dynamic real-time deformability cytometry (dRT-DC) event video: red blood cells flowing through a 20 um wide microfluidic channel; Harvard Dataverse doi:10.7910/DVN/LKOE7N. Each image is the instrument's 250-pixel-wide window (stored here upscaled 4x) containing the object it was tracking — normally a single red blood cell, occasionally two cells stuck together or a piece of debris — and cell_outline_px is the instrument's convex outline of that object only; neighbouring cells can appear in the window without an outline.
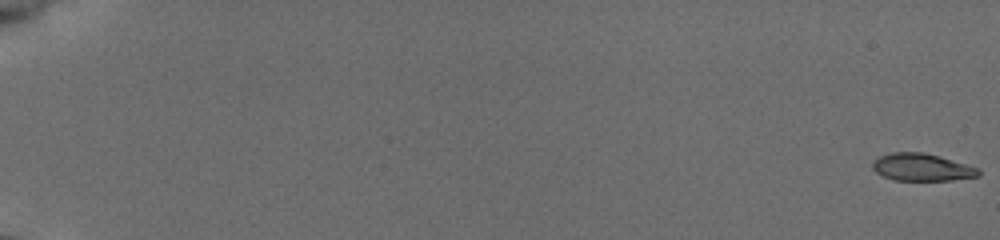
{"species": "common noctule bat (a hibernating species)", "species_latin": "Nyctalus noctula", "temperature_condition": "cold", "stored_images_in_passage": 55, "camera_frame_rate_fps": 3000, "um_per_image_px": 0.085, "animal": {"sex": "female", "body_mass_g": 19.5, "forearm_length_mm": 54.1}, "frame": {"image": 1, "passage_image": 1, "time_ms": 0.0, "image_size_px": [1000, 240], "cell_outline_px": [[980, 176], [952, 180], [892, 180], [876, 172], [872, 168], [872, 160], [880, 156], [892, 152], [924, 152], [940, 156], [980, 168]], "centroid_in_image_um": [78.36, 14.21], "position_along_channel_um": 6.6, "area_um2": 17.05}}
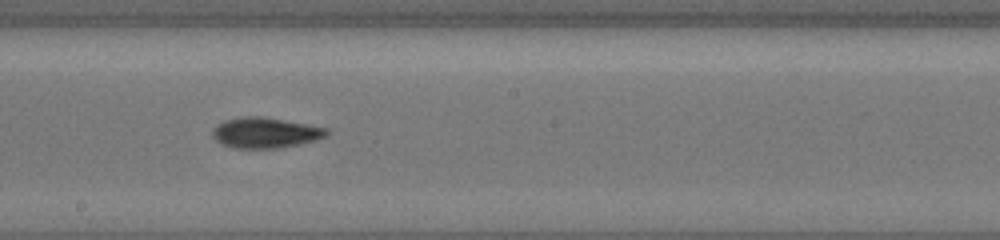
{"frame": {"image": 2, "passage_image": 34, "time_ms": 11.0, "image_size_px": [1000, 240], "cell_outline_px": [[328, 136], [316, 140], [300, 144], [276, 148], [232, 148], [220, 144], [212, 136], [212, 132], [216, 124], [224, 120], [240, 116], [264, 116], [328, 128]], "centroid_in_image_um": [22.53, 11.27], "position_along_channel_um": 225.7, "area_um2": 20.58}}
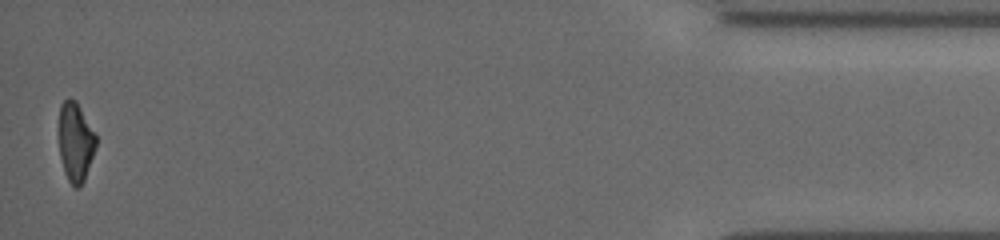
{"frame": {"image": 3, "passage_image": 55, "time_ms": 18.0, "image_size_px": [1000, 240], "cell_outline_px": [[96, 144], [84, 180], [80, 188], [72, 188], [64, 172], [60, 156], [60, 104], [68, 96], [76, 100], [96, 132]], "centroid_in_image_um": [6.43, 12.05], "position_along_channel_um": 428.8, "area_um2": 17.17}, "authors_computed_cell_mechanics": {"area_um2": 18.6694, "velocity_mm_per_s": 3.9471, "shape_relaxation_time_tau1_ms": 4.783, "shape_relaxation_time_tau2_ms": 5.9023, "deformation_change_tau1": 0.1552, "deformation_change_tau2": 0.1261}}